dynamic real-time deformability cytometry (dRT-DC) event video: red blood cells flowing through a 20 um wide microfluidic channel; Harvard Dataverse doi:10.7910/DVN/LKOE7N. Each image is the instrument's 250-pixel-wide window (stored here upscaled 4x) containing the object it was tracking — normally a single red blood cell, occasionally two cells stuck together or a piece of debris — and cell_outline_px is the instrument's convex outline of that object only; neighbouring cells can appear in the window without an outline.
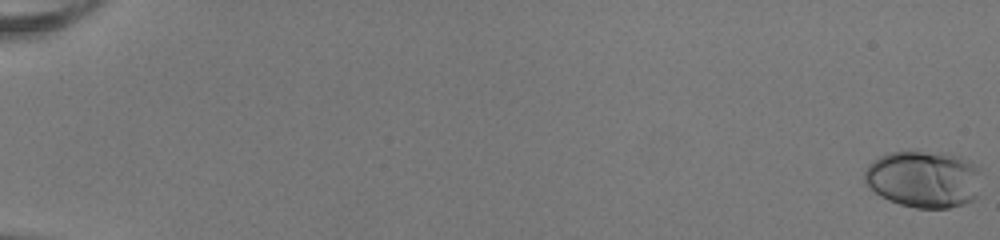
{"species": "human", "species_latin": "Homo sapiens", "temperature_condition": "room temperature", "stored_images_in_passage": 54, "camera_frame_rate_fps": 3000, "um_per_image_px": 0.085, "donor": {"sex": "female"}, "frame": {"image": 1, "passage_image": 1, "time_ms": 0.0, "image_size_px": [1000, 240], "cell_outline_px": [[980, 168], [976, 196], [972, 200], [964, 204], [948, 208], [916, 208], [900, 204], [888, 200], [880, 196], [868, 188], [864, 180], [864, 172], [868, 164], [872, 160], [888, 152], [920, 152], [960, 156], [976, 164]], "centroid_in_image_um": [78.47, 15.24], "position_along_channel_um": 6.5, "area_um2": 38.78}}
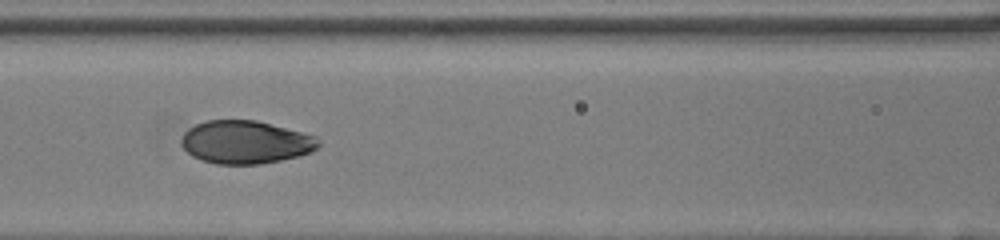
{"frame": {"image": 2, "passage_image": 27, "time_ms": 8.667, "image_size_px": [1000, 240], "cell_outline_px": [[320, 144], [312, 152], [300, 156], [260, 164], [216, 164], [192, 156], [180, 144], [180, 140], [184, 132], [188, 128], [196, 124], [208, 120], [256, 120], [316, 136], [320, 140]], "centroid_in_image_um": [20.87, 12.08], "position_along_channel_um": 145.7, "area_um2": 34.39}}
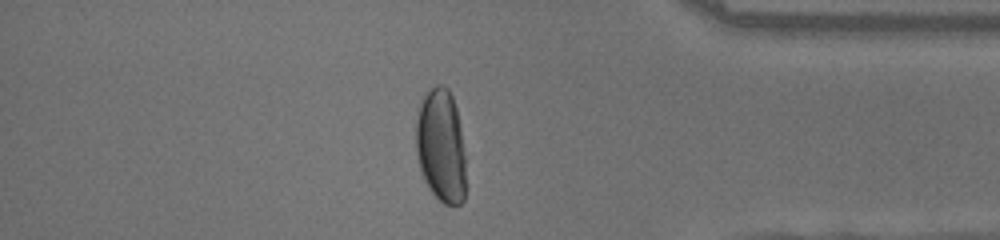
{"frame": {"image": 3, "passage_image": 47, "time_ms": 15.333, "image_size_px": [1000, 240], "cell_outline_px": [[468, 184], [464, 200], [460, 204], [444, 204], [432, 192], [424, 180], [416, 156], [416, 120], [420, 100], [436, 84], [440, 84], [448, 88], [452, 96], [456, 108], [460, 124]], "centroid_in_image_um": [37.5, 12.43], "position_along_channel_um": 397.7, "area_um2": 33.52}, "authors_computed_cell_mechanics": {"area_um2": 34.969, "velocity_mm_per_s": 4.0414, "shape_relaxation_time_tau1_ms": 4.0085, "shape_relaxation_time_tau2_ms": null, "deformation_change_tau1": 0.2129, "deformation_change_tau2": null}}